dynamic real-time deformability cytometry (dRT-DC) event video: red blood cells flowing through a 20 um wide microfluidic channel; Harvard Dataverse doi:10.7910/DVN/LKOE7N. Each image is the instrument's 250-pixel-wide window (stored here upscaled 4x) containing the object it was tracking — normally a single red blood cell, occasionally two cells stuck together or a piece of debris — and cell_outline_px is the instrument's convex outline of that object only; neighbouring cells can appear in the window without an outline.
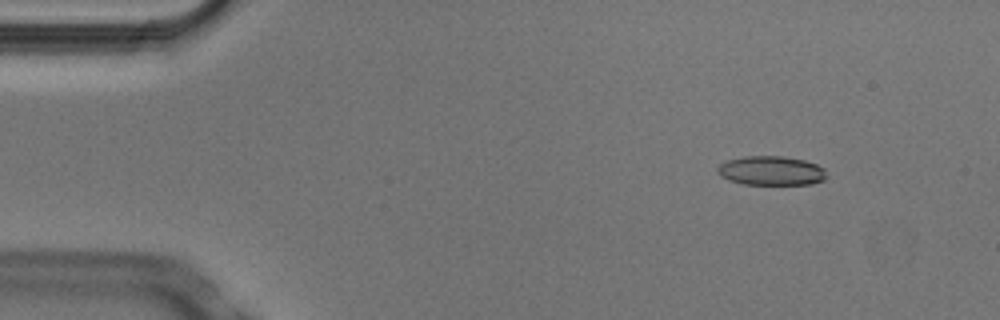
{"species": "Egyptian fruit bat (a non-hibernating species)", "species_latin": "Rousettus aegyptiacus", "temperature_condition": "cold", "stored_images_in_passage": 6, "camera_frame_rate_fps": 3000, "um_per_image_px": 0.085, "animal": {"sex": "male"}, "frame": {"image": 1, "passage_image": 2, "time_ms": 0.333, "image_size_px": [1000, 320], "cell_outline_px": [[824, 180], [812, 184], [744, 184], [728, 180], [720, 176], [716, 172], [716, 168], [720, 164], [728, 160], [744, 156], [784, 156], [804, 160], [816, 164], [824, 168]], "centroid_in_image_um": [65.51, 14.51], "position_along_channel_um": 19.5, "area_um2": 18.55}}